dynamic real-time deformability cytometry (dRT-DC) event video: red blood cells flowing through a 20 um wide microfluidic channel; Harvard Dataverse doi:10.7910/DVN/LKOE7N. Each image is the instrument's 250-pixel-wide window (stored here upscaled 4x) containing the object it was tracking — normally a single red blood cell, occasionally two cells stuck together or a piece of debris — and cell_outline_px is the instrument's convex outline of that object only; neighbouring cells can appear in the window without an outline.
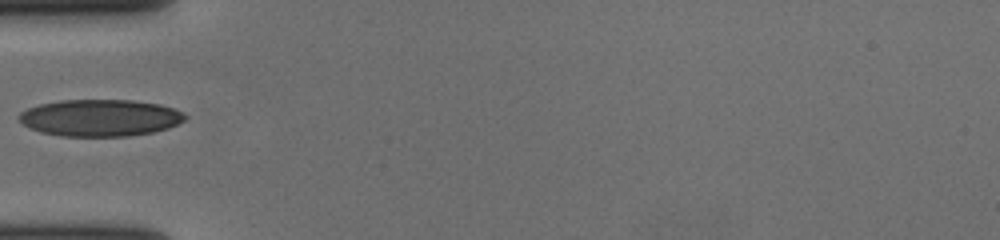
{"species": "human", "species_latin": "Homo sapiens", "temperature_condition": "cold", "stored_images_in_passage": 38, "camera_frame_rate_fps": 3000, "um_per_image_px": 0.085, "donor": {"sex": "female"}, "frame": {"image": 1, "passage_image": 1, "time_ms": 0.0, "image_size_px": [1000, 240], "cell_outline_px": [[188, 116], [184, 120], [168, 128], [152, 132], [128, 136], [60, 136], [40, 132], [28, 128], [16, 116], [20, 112], [28, 108], [40, 104], [60, 100], [132, 100], [160, 104], [184, 112]], "centroid_in_image_um": [8.49, 10.01], "position_along_channel_um": 76.5, "area_um2": 35.78}}
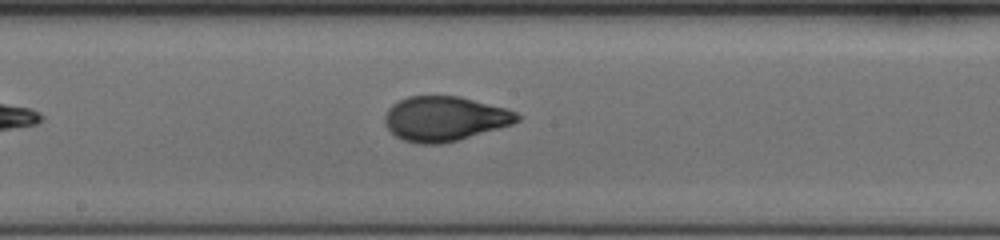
{"frame": {"image": 2, "passage_image": 12, "time_ms": 3.667, "image_size_px": [1000, 240], "cell_outline_px": [[520, 120], [512, 124], [444, 144], [416, 144], [404, 140], [396, 136], [384, 124], [384, 116], [388, 108], [392, 104], [408, 96], [460, 96], [508, 108], [516, 112], [520, 116]], "centroid_in_image_um": [37.79, 10.08], "position_along_channel_um": 210.4, "area_um2": 34.62}}
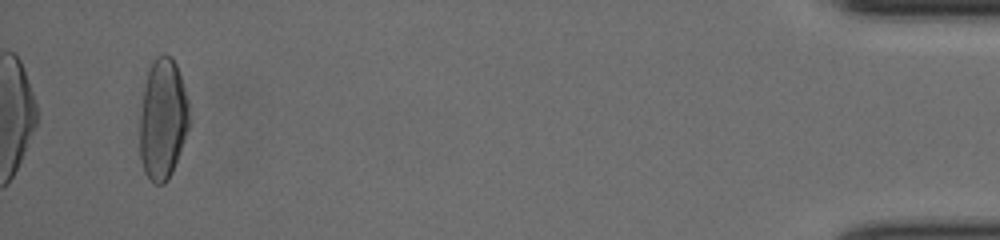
{"frame": {"image": 3, "passage_image": 36, "time_ms": 11.667, "image_size_px": [1000, 240], "cell_outline_px": [[188, 128], [172, 172], [164, 184], [156, 184], [144, 172], [140, 156], [140, 116], [144, 88], [148, 72], [152, 60], [160, 52], [164, 52], [172, 56], [176, 64], [188, 100]], "centroid_in_image_um": [13.82, 10.08], "position_along_channel_um": 421.4, "area_um2": 34.56}}